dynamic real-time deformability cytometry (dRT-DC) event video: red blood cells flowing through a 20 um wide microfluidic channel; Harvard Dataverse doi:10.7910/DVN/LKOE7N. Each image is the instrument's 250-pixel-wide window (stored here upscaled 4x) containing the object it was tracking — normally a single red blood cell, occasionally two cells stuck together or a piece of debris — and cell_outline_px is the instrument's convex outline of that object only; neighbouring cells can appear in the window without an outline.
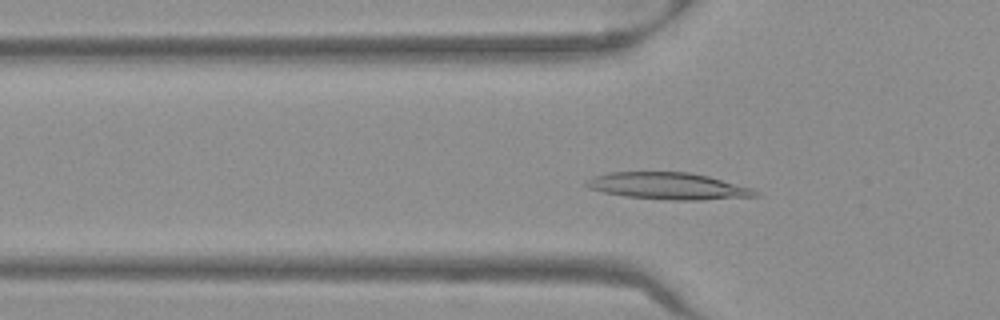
{"species": "Egyptian fruit bat (a non-hibernating species)", "species_latin": "Rousettus aegyptiacus", "temperature_condition": "warm", "stored_images_in_passage": 48, "segment_of_instrument_passage": [1, 2], "camera_frame_rate_fps": 3000, "um_per_image_px": 0.085, "frame": {"image": 1, "passage_image": 12, "time_ms": 3.667, "image_size_px": [1000, 320], "cell_outline_px": [[760, 196], [700, 200], [672, 200], [624, 196], [604, 192], [588, 188], [584, 184], [592, 176], [608, 172], [688, 172], [708, 176], [752, 188], [760, 192]], "centroid_in_image_um": [56.8, 15.81], "position_along_channel_um": 69.0, "area_um2": 26.41}}
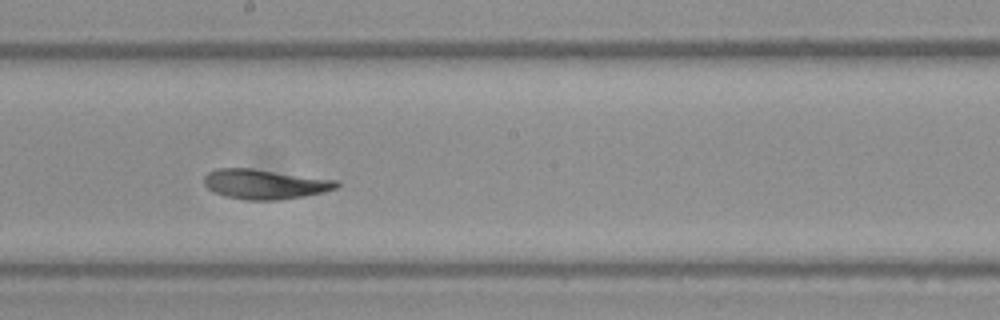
{"frame": {"image": 2, "passage_image": 24, "time_ms": 7.667, "image_size_px": [1000, 320], "cell_outline_px": [[340, 184], [336, 188], [324, 192], [304, 196], [276, 200], [244, 200], [228, 196], [216, 192], [208, 188], [204, 184], [204, 176], [208, 172], [216, 168], [252, 168], [340, 180]], "centroid_in_image_um": [22.55, 15.64], "position_along_channel_um": 225.7, "area_um2": 23.06}}
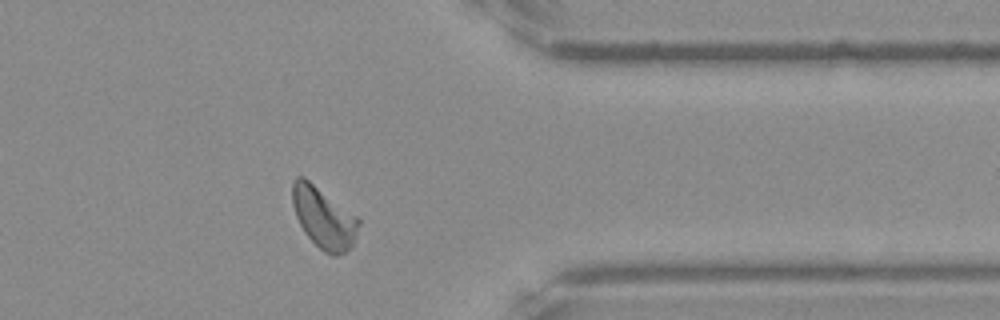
{"frame": {"image": 3, "passage_image": 37, "time_ms": 12.0, "image_size_px": [1000, 320], "cell_outline_px": [[360, 224], [352, 248], [336, 256], [332, 256], [324, 252], [304, 232], [296, 216], [292, 204], [292, 184], [296, 176], [304, 176], [356, 216], [360, 220]], "centroid_in_image_um": [27.51, 18.51], "position_along_channel_um": 383.9, "area_um2": 23.52}}